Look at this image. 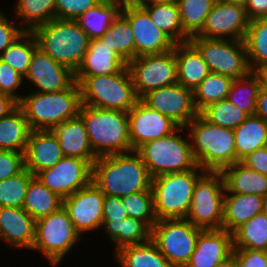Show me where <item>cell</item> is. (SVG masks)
<instances>
[{
	"instance_id": "obj_1",
	"label": "cell",
	"mask_w": 267,
	"mask_h": 267,
	"mask_svg": "<svg viewBox=\"0 0 267 267\" xmlns=\"http://www.w3.org/2000/svg\"><path fill=\"white\" fill-rule=\"evenodd\" d=\"M92 181L104 195L119 198L152 186V177L136 151L98 157L92 164Z\"/></svg>"
},
{
	"instance_id": "obj_2",
	"label": "cell",
	"mask_w": 267,
	"mask_h": 267,
	"mask_svg": "<svg viewBox=\"0 0 267 267\" xmlns=\"http://www.w3.org/2000/svg\"><path fill=\"white\" fill-rule=\"evenodd\" d=\"M79 116L97 157L132 152L128 112L82 105Z\"/></svg>"
},
{
	"instance_id": "obj_3",
	"label": "cell",
	"mask_w": 267,
	"mask_h": 267,
	"mask_svg": "<svg viewBox=\"0 0 267 267\" xmlns=\"http://www.w3.org/2000/svg\"><path fill=\"white\" fill-rule=\"evenodd\" d=\"M23 110L31 130H51L77 117L82 106L81 90L75 81L68 89L57 92H33L22 96Z\"/></svg>"
},
{
	"instance_id": "obj_4",
	"label": "cell",
	"mask_w": 267,
	"mask_h": 267,
	"mask_svg": "<svg viewBox=\"0 0 267 267\" xmlns=\"http://www.w3.org/2000/svg\"><path fill=\"white\" fill-rule=\"evenodd\" d=\"M185 128L197 165L205 171H221L236 163L234 131L209 123L198 114Z\"/></svg>"
},
{
	"instance_id": "obj_5",
	"label": "cell",
	"mask_w": 267,
	"mask_h": 267,
	"mask_svg": "<svg viewBox=\"0 0 267 267\" xmlns=\"http://www.w3.org/2000/svg\"><path fill=\"white\" fill-rule=\"evenodd\" d=\"M38 47L75 73L88 50L90 38L76 20H53L32 31Z\"/></svg>"
},
{
	"instance_id": "obj_6",
	"label": "cell",
	"mask_w": 267,
	"mask_h": 267,
	"mask_svg": "<svg viewBox=\"0 0 267 267\" xmlns=\"http://www.w3.org/2000/svg\"><path fill=\"white\" fill-rule=\"evenodd\" d=\"M74 78L82 105L128 112L139 100L128 67L114 74Z\"/></svg>"
},
{
	"instance_id": "obj_7",
	"label": "cell",
	"mask_w": 267,
	"mask_h": 267,
	"mask_svg": "<svg viewBox=\"0 0 267 267\" xmlns=\"http://www.w3.org/2000/svg\"><path fill=\"white\" fill-rule=\"evenodd\" d=\"M199 170L201 173L198 174ZM205 172L197 166L185 172L161 174L152 178L151 190L157 221L186 218L197 180Z\"/></svg>"
},
{
	"instance_id": "obj_8",
	"label": "cell",
	"mask_w": 267,
	"mask_h": 267,
	"mask_svg": "<svg viewBox=\"0 0 267 267\" xmlns=\"http://www.w3.org/2000/svg\"><path fill=\"white\" fill-rule=\"evenodd\" d=\"M184 129L179 127L172 134L146 142L136 150L152 178L161 174L185 172L198 166L190 138L183 139L182 135L176 134Z\"/></svg>"
},
{
	"instance_id": "obj_9",
	"label": "cell",
	"mask_w": 267,
	"mask_h": 267,
	"mask_svg": "<svg viewBox=\"0 0 267 267\" xmlns=\"http://www.w3.org/2000/svg\"><path fill=\"white\" fill-rule=\"evenodd\" d=\"M224 192L221 172L206 171L197 180L185 219L201 230L222 229Z\"/></svg>"
},
{
	"instance_id": "obj_10",
	"label": "cell",
	"mask_w": 267,
	"mask_h": 267,
	"mask_svg": "<svg viewBox=\"0 0 267 267\" xmlns=\"http://www.w3.org/2000/svg\"><path fill=\"white\" fill-rule=\"evenodd\" d=\"M79 237L67 210L62 206L56 212L36 220L35 241L31 250L40 251L55 266Z\"/></svg>"
},
{
	"instance_id": "obj_11",
	"label": "cell",
	"mask_w": 267,
	"mask_h": 267,
	"mask_svg": "<svg viewBox=\"0 0 267 267\" xmlns=\"http://www.w3.org/2000/svg\"><path fill=\"white\" fill-rule=\"evenodd\" d=\"M189 42L199 51L212 73L242 78L251 72L243 40L193 36Z\"/></svg>"
},
{
	"instance_id": "obj_12",
	"label": "cell",
	"mask_w": 267,
	"mask_h": 267,
	"mask_svg": "<svg viewBox=\"0 0 267 267\" xmlns=\"http://www.w3.org/2000/svg\"><path fill=\"white\" fill-rule=\"evenodd\" d=\"M201 231L186 219H162L151 228V241L172 267H185Z\"/></svg>"
},
{
	"instance_id": "obj_13",
	"label": "cell",
	"mask_w": 267,
	"mask_h": 267,
	"mask_svg": "<svg viewBox=\"0 0 267 267\" xmlns=\"http://www.w3.org/2000/svg\"><path fill=\"white\" fill-rule=\"evenodd\" d=\"M127 67L139 99L151 90L177 83L175 47L163 54L138 56Z\"/></svg>"
},
{
	"instance_id": "obj_14",
	"label": "cell",
	"mask_w": 267,
	"mask_h": 267,
	"mask_svg": "<svg viewBox=\"0 0 267 267\" xmlns=\"http://www.w3.org/2000/svg\"><path fill=\"white\" fill-rule=\"evenodd\" d=\"M36 177L50 191L65 199L92 181V165L85 159L64 156Z\"/></svg>"
},
{
	"instance_id": "obj_15",
	"label": "cell",
	"mask_w": 267,
	"mask_h": 267,
	"mask_svg": "<svg viewBox=\"0 0 267 267\" xmlns=\"http://www.w3.org/2000/svg\"><path fill=\"white\" fill-rule=\"evenodd\" d=\"M120 13L130 23L135 37V58L142 55L163 54L175 47V42L161 31L139 6L126 2Z\"/></svg>"
},
{
	"instance_id": "obj_16",
	"label": "cell",
	"mask_w": 267,
	"mask_h": 267,
	"mask_svg": "<svg viewBox=\"0 0 267 267\" xmlns=\"http://www.w3.org/2000/svg\"><path fill=\"white\" fill-rule=\"evenodd\" d=\"M140 100L148 107L170 117L180 127H185L199 113L193 102V91L176 83L151 90Z\"/></svg>"
},
{
	"instance_id": "obj_17",
	"label": "cell",
	"mask_w": 267,
	"mask_h": 267,
	"mask_svg": "<svg viewBox=\"0 0 267 267\" xmlns=\"http://www.w3.org/2000/svg\"><path fill=\"white\" fill-rule=\"evenodd\" d=\"M249 22L245 7L217 0L206 17L202 30L196 36L244 40Z\"/></svg>"
},
{
	"instance_id": "obj_18",
	"label": "cell",
	"mask_w": 267,
	"mask_h": 267,
	"mask_svg": "<svg viewBox=\"0 0 267 267\" xmlns=\"http://www.w3.org/2000/svg\"><path fill=\"white\" fill-rule=\"evenodd\" d=\"M128 121L132 151L146 142L168 136L180 127L170 117L148 107L140 99L128 111Z\"/></svg>"
},
{
	"instance_id": "obj_19",
	"label": "cell",
	"mask_w": 267,
	"mask_h": 267,
	"mask_svg": "<svg viewBox=\"0 0 267 267\" xmlns=\"http://www.w3.org/2000/svg\"><path fill=\"white\" fill-rule=\"evenodd\" d=\"M104 200V193L93 181L63 199V207L80 235L102 226Z\"/></svg>"
},
{
	"instance_id": "obj_20",
	"label": "cell",
	"mask_w": 267,
	"mask_h": 267,
	"mask_svg": "<svg viewBox=\"0 0 267 267\" xmlns=\"http://www.w3.org/2000/svg\"><path fill=\"white\" fill-rule=\"evenodd\" d=\"M24 78L31 80L37 92H57L68 89L74 82V72L58 63L37 47Z\"/></svg>"
},
{
	"instance_id": "obj_21",
	"label": "cell",
	"mask_w": 267,
	"mask_h": 267,
	"mask_svg": "<svg viewBox=\"0 0 267 267\" xmlns=\"http://www.w3.org/2000/svg\"><path fill=\"white\" fill-rule=\"evenodd\" d=\"M233 253L232 233L224 229L202 230L185 267H215Z\"/></svg>"
},
{
	"instance_id": "obj_22",
	"label": "cell",
	"mask_w": 267,
	"mask_h": 267,
	"mask_svg": "<svg viewBox=\"0 0 267 267\" xmlns=\"http://www.w3.org/2000/svg\"><path fill=\"white\" fill-rule=\"evenodd\" d=\"M63 157L58 139L51 130H31L24 161L25 168L34 176L53 167Z\"/></svg>"
},
{
	"instance_id": "obj_23",
	"label": "cell",
	"mask_w": 267,
	"mask_h": 267,
	"mask_svg": "<svg viewBox=\"0 0 267 267\" xmlns=\"http://www.w3.org/2000/svg\"><path fill=\"white\" fill-rule=\"evenodd\" d=\"M36 220L23 208L0 207V239L9 246L32 249Z\"/></svg>"
},
{
	"instance_id": "obj_24",
	"label": "cell",
	"mask_w": 267,
	"mask_h": 267,
	"mask_svg": "<svg viewBox=\"0 0 267 267\" xmlns=\"http://www.w3.org/2000/svg\"><path fill=\"white\" fill-rule=\"evenodd\" d=\"M51 131L57 137L64 156L85 159L91 165L98 158L91 148L84 122L79 115L52 128Z\"/></svg>"
},
{
	"instance_id": "obj_25",
	"label": "cell",
	"mask_w": 267,
	"mask_h": 267,
	"mask_svg": "<svg viewBox=\"0 0 267 267\" xmlns=\"http://www.w3.org/2000/svg\"><path fill=\"white\" fill-rule=\"evenodd\" d=\"M126 67L127 63L117 53L110 50L99 39H93L90 40L88 50L75 71L74 77L114 74Z\"/></svg>"
},
{
	"instance_id": "obj_26",
	"label": "cell",
	"mask_w": 267,
	"mask_h": 267,
	"mask_svg": "<svg viewBox=\"0 0 267 267\" xmlns=\"http://www.w3.org/2000/svg\"><path fill=\"white\" fill-rule=\"evenodd\" d=\"M262 208V196L225 192L222 229L232 233L240 225L262 213Z\"/></svg>"
},
{
	"instance_id": "obj_27",
	"label": "cell",
	"mask_w": 267,
	"mask_h": 267,
	"mask_svg": "<svg viewBox=\"0 0 267 267\" xmlns=\"http://www.w3.org/2000/svg\"><path fill=\"white\" fill-rule=\"evenodd\" d=\"M177 83L194 91L210 73L199 51L190 43L175 44Z\"/></svg>"
},
{
	"instance_id": "obj_28",
	"label": "cell",
	"mask_w": 267,
	"mask_h": 267,
	"mask_svg": "<svg viewBox=\"0 0 267 267\" xmlns=\"http://www.w3.org/2000/svg\"><path fill=\"white\" fill-rule=\"evenodd\" d=\"M225 192L255 194L263 196L267 192V176L236 162L223 168Z\"/></svg>"
},
{
	"instance_id": "obj_29",
	"label": "cell",
	"mask_w": 267,
	"mask_h": 267,
	"mask_svg": "<svg viewBox=\"0 0 267 267\" xmlns=\"http://www.w3.org/2000/svg\"><path fill=\"white\" fill-rule=\"evenodd\" d=\"M236 162L248 154L267 146V123L258 115H249L235 129Z\"/></svg>"
},
{
	"instance_id": "obj_30",
	"label": "cell",
	"mask_w": 267,
	"mask_h": 267,
	"mask_svg": "<svg viewBox=\"0 0 267 267\" xmlns=\"http://www.w3.org/2000/svg\"><path fill=\"white\" fill-rule=\"evenodd\" d=\"M30 133L29 123L18 106L0 119V150L24 153Z\"/></svg>"
},
{
	"instance_id": "obj_31",
	"label": "cell",
	"mask_w": 267,
	"mask_h": 267,
	"mask_svg": "<svg viewBox=\"0 0 267 267\" xmlns=\"http://www.w3.org/2000/svg\"><path fill=\"white\" fill-rule=\"evenodd\" d=\"M102 226L106 235L115 242V252L125 246L144 244L151 240V228L136 218L127 217L118 222L102 221Z\"/></svg>"
},
{
	"instance_id": "obj_32",
	"label": "cell",
	"mask_w": 267,
	"mask_h": 267,
	"mask_svg": "<svg viewBox=\"0 0 267 267\" xmlns=\"http://www.w3.org/2000/svg\"><path fill=\"white\" fill-rule=\"evenodd\" d=\"M121 6L122 4L118 1L101 0L76 21L80 28L87 33L90 40L99 39L119 15Z\"/></svg>"
},
{
	"instance_id": "obj_33",
	"label": "cell",
	"mask_w": 267,
	"mask_h": 267,
	"mask_svg": "<svg viewBox=\"0 0 267 267\" xmlns=\"http://www.w3.org/2000/svg\"><path fill=\"white\" fill-rule=\"evenodd\" d=\"M63 206V198L50 191L36 176L30 182L22 208L35 220L56 212Z\"/></svg>"
},
{
	"instance_id": "obj_34",
	"label": "cell",
	"mask_w": 267,
	"mask_h": 267,
	"mask_svg": "<svg viewBox=\"0 0 267 267\" xmlns=\"http://www.w3.org/2000/svg\"><path fill=\"white\" fill-rule=\"evenodd\" d=\"M154 24L176 44L189 42L184 32L176 2L142 6Z\"/></svg>"
},
{
	"instance_id": "obj_35",
	"label": "cell",
	"mask_w": 267,
	"mask_h": 267,
	"mask_svg": "<svg viewBox=\"0 0 267 267\" xmlns=\"http://www.w3.org/2000/svg\"><path fill=\"white\" fill-rule=\"evenodd\" d=\"M110 50L127 64L135 58V37L128 20L121 14L113 20L109 29L99 38Z\"/></svg>"
},
{
	"instance_id": "obj_36",
	"label": "cell",
	"mask_w": 267,
	"mask_h": 267,
	"mask_svg": "<svg viewBox=\"0 0 267 267\" xmlns=\"http://www.w3.org/2000/svg\"><path fill=\"white\" fill-rule=\"evenodd\" d=\"M115 258L121 267H172L151 240L125 246L115 252Z\"/></svg>"
},
{
	"instance_id": "obj_37",
	"label": "cell",
	"mask_w": 267,
	"mask_h": 267,
	"mask_svg": "<svg viewBox=\"0 0 267 267\" xmlns=\"http://www.w3.org/2000/svg\"><path fill=\"white\" fill-rule=\"evenodd\" d=\"M233 248L267 251V216L262 212L232 232Z\"/></svg>"
},
{
	"instance_id": "obj_38",
	"label": "cell",
	"mask_w": 267,
	"mask_h": 267,
	"mask_svg": "<svg viewBox=\"0 0 267 267\" xmlns=\"http://www.w3.org/2000/svg\"><path fill=\"white\" fill-rule=\"evenodd\" d=\"M233 80L230 76L210 72L193 91L197 112L200 113L208 105L226 99Z\"/></svg>"
},
{
	"instance_id": "obj_39",
	"label": "cell",
	"mask_w": 267,
	"mask_h": 267,
	"mask_svg": "<svg viewBox=\"0 0 267 267\" xmlns=\"http://www.w3.org/2000/svg\"><path fill=\"white\" fill-rule=\"evenodd\" d=\"M243 41L251 71L267 65V17L250 20Z\"/></svg>"
},
{
	"instance_id": "obj_40",
	"label": "cell",
	"mask_w": 267,
	"mask_h": 267,
	"mask_svg": "<svg viewBox=\"0 0 267 267\" xmlns=\"http://www.w3.org/2000/svg\"><path fill=\"white\" fill-rule=\"evenodd\" d=\"M259 90L258 77L251 71L245 77L233 80L226 99L247 116L254 115Z\"/></svg>"
},
{
	"instance_id": "obj_41",
	"label": "cell",
	"mask_w": 267,
	"mask_h": 267,
	"mask_svg": "<svg viewBox=\"0 0 267 267\" xmlns=\"http://www.w3.org/2000/svg\"><path fill=\"white\" fill-rule=\"evenodd\" d=\"M37 47L38 42L34 33L32 31H25L1 53L0 59L25 77L31 57Z\"/></svg>"
},
{
	"instance_id": "obj_42",
	"label": "cell",
	"mask_w": 267,
	"mask_h": 267,
	"mask_svg": "<svg viewBox=\"0 0 267 267\" xmlns=\"http://www.w3.org/2000/svg\"><path fill=\"white\" fill-rule=\"evenodd\" d=\"M15 4L16 16L24 20L25 31H33L55 18V0H17Z\"/></svg>"
},
{
	"instance_id": "obj_43",
	"label": "cell",
	"mask_w": 267,
	"mask_h": 267,
	"mask_svg": "<svg viewBox=\"0 0 267 267\" xmlns=\"http://www.w3.org/2000/svg\"><path fill=\"white\" fill-rule=\"evenodd\" d=\"M217 0H176L184 32L191 38L203 28Z\"/></svg>"
},
{
	"instance_id": "obj_44",
	"label": "cell",
	"mask_w": 267,
	"mask_h": 267,
	"mask_svg": "<svg viewBox=\"0 0 267 267\" xmlns=\"http://www.w3.org/2000/svg\"><path fill=\"white\" fill-rule=\"evenodd\" d=\"M209 123L235 129L247 115L227 99L208 105L199 113Z\"/></svg>"
},
{
	"instance_id": "obj_45",
	"label": "cell",
	"mask_w": 267,
	"mask_h": 267,
	"mask_svg": "<svg viewBox=\"0 0 267 267\" xmlns=\"http://www.w3.org/2000/svg\"><path fill=\"white\" fill-rule=\"evenodd\" d=\"M34 175L26 168L19 174L0 181V207L22 208L30 180Z\"/></svg>"
},
{
	"instance_id": "obj_46",
	"label": "cell",
	"mask_w": 267,
	"mask_h": 267,
	"mask_svg": "<svg viewBox=\"0 0 267 267\" xmlns=\"http://www.w3.org/2000/svg\"><path fill=\"white\" fill-rule=\"evenodd\" d=\"M121 199L129 217L145 222L150 228L157 222L151 189L129 194Z\"/></svg>"
},
{
	"instance_id": "obj_47",
	"label": "cell",
	"mask_w": 267,
	"mask_h": 267,
	"mask_svg": "<svg viewBox=\"0 0 267 267\" xmlns=\"http://www.w3.org/2000/svg\"><path fill=\"white\" fill-rule=\"evenodd\" d=\"M101 0H55V18L76 20Z\"/></svg>"
},
{
	"instance_id": "obj_48",
	"label": "cell",
	"mask_w": 267,
	"mask_h": 267,
	"mask_svg": "<svg viewBox=\"0 0 267 267\" xmlns=\"http://www.w3.org/2000/svg\"><path fill=\"white\" fill-rule=\"evenodd\" d=\"M24 77L20 75L11 66L0 59V93L6 94L18 102L22 99V95L15 94L16 90L21 86Z\"/></svg>"
},
{
	"instance_id": "obj_49",
	"label": "cell",
	"mask_w": 267,
	"mask_h": 267,
	"mask_svg": "<svg viewBox=\"0 0 267 267\" xmlns=\"http://www.w3.org/2000/svg\"><path fill=\"white\" fill-rule=\"evenodd\" d=\"M24 169V153L0 150V181L13 177Z\"/></svg>"
},
{
	"instance_id": "obj_50",
	"label": "cell",
	"mask_w": 267,
	"mask_h": 267,
	"mask_svg": "<svg viewBox=\"0 0 267 267\" xmlns=\"http://www.w3.org/2000/svg\"><path fill=\"white\" fill-rule=\"evenodd\" d=\"M237 267H267V251L233 248Z\"/></svg>"
},
{
	"instance_id": "obj_51",
	"label": "cell",
	"mask_w": 267,
	"mask_h": 267,
	"mask_svg": "<svg viewBox=\"0 0 267 267\" xmlns=\"http://www.w3.org/2000/svg\"><path fill=\"white\" fill-rule=\"evenodd\" d=\"M4 15L6 14L0 10V56L9 45L25 32L23 28L13 25L12 20Z\"/></svg>"
},
{
	"instance_id": "obj_52",
	"label": "cell",
	"mask_w": 267,
	"mask_h": 267,
	"mask_svg": "<svg viewBox=\"0 0 267 267\" xmlns=\"http://www.w3.org/2000/svg\"><path fill=\"white\" fill-rule=\"evenodd\" d=\"M127 217L129 216L124 208L122 199L117 196L105 195L102 221L118 222Z\"/></svg>"
},
{
	"instance_id": "obj_53",
	"label": "cell",
	"mask_w": 267,
	"mask_h": 267,
	"mask_svg": "<svg viewBox=\"0 0 267 267\" xmlns=\"http://www.w3.org/2000/svg\"><path fill=\"white\" fill-rule=\"evenodd\" d=\"M240 162L246 167L267 176V146L248 154Z\"/></svg>"
},
{
	"instance_id": "obj_54",
	"label": "cell",
	"mask_w": 267,
	"mask_h": 267,
	"mask_svg": "<svg viewBox=\"0 0 267 267\" xmlns=\"http://www.w3.org/2000/svg\"><path fill=\"white\" fill-rule=\"evenodd\" d=\"M249 20L267 17V0H248L245 6Z\"/></svg>"
},
{
	"instance_id": "obj_55",
	"label": "cell",
	"mask_w": 267,
	"mask_h": 267,
	"mask_svg": "<svg viewBox=\"0 0 267 267\" xmlns=\"http://www.w3.org/2000/svg\"><path fill=\"white\" fill-rule=\"evenodd\" d=\"M18 107V101L13 97L0 93V119L9 115Z\"/></svg>"
},
{
	"instance_id": "obj_56",
	"label": "cell",
	"mask_w": 267,
	"mask_h": 267,
	"mask_svg": "<svg viewBox=\"0 0 267 267\" xmlns=\"http://www.w3.org/2000/svg\"><path fill=\"white\" fill-rule=\"evenodd\" d=\"M256 115L267 123V91L260 89L256 102Z\"/></svg>"
},
{
	"instance_id": "obj_57",
	"label": "cell",
	"mask_w": 267,
	"mask_h": 267,
	"mask_svg": "<svg viewBox=\"0 0 267 267\" xmlns=\"http://www.w3.org/2000/svg\"><path fill=\"white\" fill-rule=\"evenodd\" d=\"M253 73L258 77L260 89L267 91V65L256 68Z\"/></svg>"
},
{
	"instance_id": "obj_58",
	"label": "cell",
	"mask_w": 267,
	"mask_h": 267,
	"mask_svg": "<svg viewBox=\"0 0 267 267\" xmlns=\"http://www.w3.org/2000/svg\"><path fill=\"white\" fill-rule=\"evenodd\" d=\"M132 4L142 7V6H148L153 4H160V3H171L176 2V0H130Z\"/></svg>"
},
{
	"instance_id": "obj_59",
	"label": "cell",
	"mask_w": 267,
	"mask_h": 267,
	"mask_svg": "<svg viewBox=\"0 0 267 267\" xmlns=\"http://www.w3.org/2000/svg\"><path fill=\"white\" fill-rule=\"evenodd\" d=\"M215 267H237L235 254L232 253L228 258L218 263Z\"/></svg>"
},
{
	"instance_id": "obj_60",
	"label": "cell",
	"mask_w": 267,
	"mask_h": 267,
	"mask_svg": "<svg viewBox=\"0 0 267 267\" xmlns=\"http://www.w3.org/2000/svg\"><path fill=\"white\" fill-rule=\"evenodd\" d=\"M218 1H222L225 3H231V4H235V5H240V6L245 7L248 0H218Z\"/></svg>"
},
{
	"instance_id": "obj_61",
	"label": "cell",
	"mask_w": 267,
	"mask_h": 267,
	"mask_svg": "<svg viewBox=\"0 0 267 267\" xmlns=\"http://www.w3.org/2000/svg\"><path fill=\"white\" fill-rule=\"evenodd\" d=\"M262 199H263L262 212L267 216V192L262 196Z\"/></svg>"
},
{
	"instance_id": "obj_62",
	"label": "cell",
	"mask_w": 267,
	"mask_h": 267,
	"mask_svg": "<svg viewBox=\"0 0 267 267\" xmlns=\"http://www.w3.org/2000/svg\"><path fill=\"white\" fill-rule=\"evenodd\" d=\"M110 1H118L120 2L121 4H124L126 2H129L130 0H110Z\"/></svg>"
}]
</instances>
